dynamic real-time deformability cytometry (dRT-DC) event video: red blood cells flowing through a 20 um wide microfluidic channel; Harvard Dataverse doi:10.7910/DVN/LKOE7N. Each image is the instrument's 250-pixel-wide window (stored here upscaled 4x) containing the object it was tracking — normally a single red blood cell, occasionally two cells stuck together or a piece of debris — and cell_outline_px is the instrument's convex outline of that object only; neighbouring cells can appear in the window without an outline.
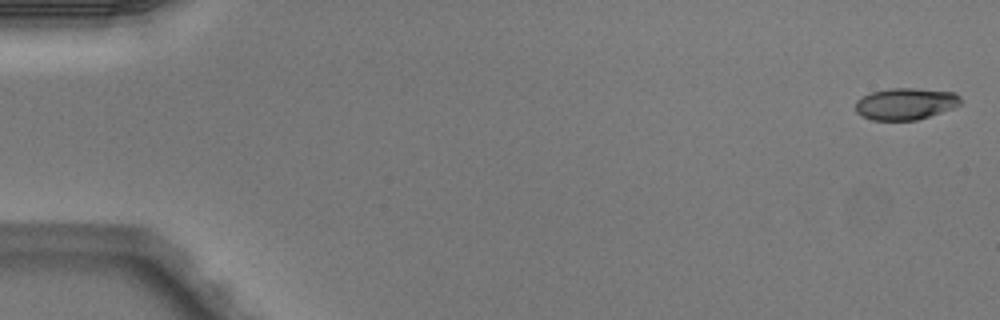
{"species": "Egyptian fruit bat (a non-hibernating species)", "species_latin": "Rousettus aegyptiacus", "temperature_condition": "warm", "stored_images_in_passage": 46, "camera_frame_rate_fps": 3000, "um_per_image_px": 0.085, "animal": {"sex": "male"}, "frame": {"image": 1, "passage_image": 1, "time_ms": 0.0, "image_size_px": [1000, 320], "cell_outline_px": [[960, 104], [952, 108], [916, 120], [872, 120], [860, 116], [856, 112], [856, 100], [860, 96], [872, 92], [888, 88], [916, 88], [956, 92], [960, 96]], "centroid_in_image_um": [76.93, 8.81], "position_along_channel_um": 8.1, "area_um2": 19.54}}
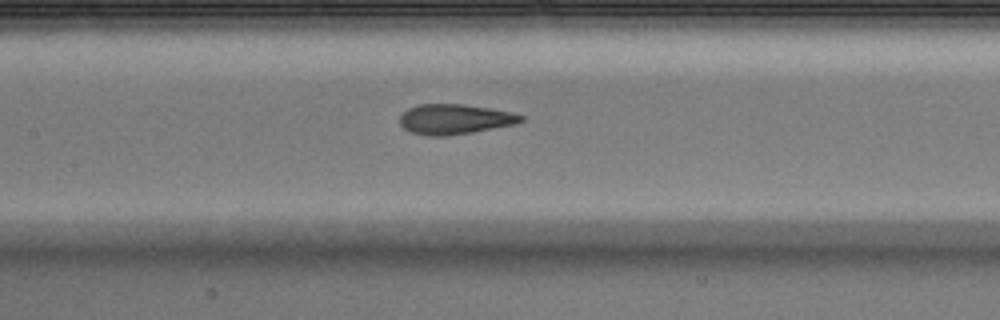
{"frame": {"image": 2, "passage_image": 24, "time_ms": 7.667, "image_size_px": [1000, 320], "cell_outline_px": [[524, 120], [516, 124], [472, 132], [448, 136], [428, 136], [408, 132], [400, 124], [400, 116], [408, 108], [420, 104], [464, 104], [492, 108], [512, 112], [524, 116]], "centroid_in_image_um": [38.66, 10.13], "position_along_channel_um": 168.7, "area_um2": 21.44}}
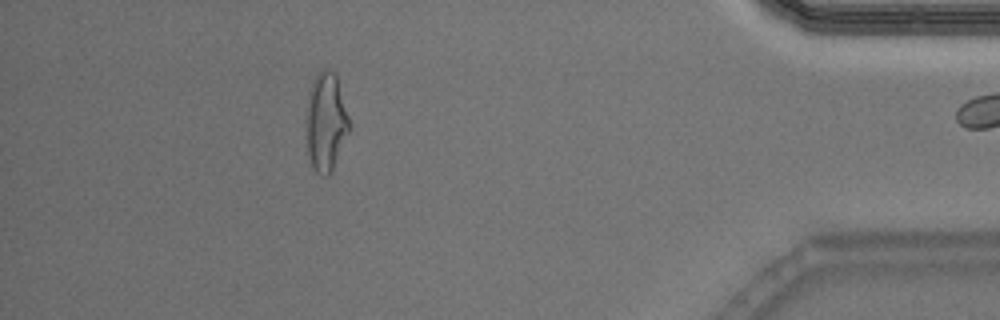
{"frame": {"image": 3, "passage_image": 45, "time_ms": 14.667, "image_size_px": [1000, 320], "cell_outline_px": [[348, 132], [332, 168], [328, 176], [324, 176], [316, 172], [312, 164], [308, 152], [308, 88], [312, 80], [320, 72], [336, 72], [348, 116]], "centroid_in_image_um": [27.7, 10.33], "position_along_channel_um": 407.5, "area_um2": 23.58}}